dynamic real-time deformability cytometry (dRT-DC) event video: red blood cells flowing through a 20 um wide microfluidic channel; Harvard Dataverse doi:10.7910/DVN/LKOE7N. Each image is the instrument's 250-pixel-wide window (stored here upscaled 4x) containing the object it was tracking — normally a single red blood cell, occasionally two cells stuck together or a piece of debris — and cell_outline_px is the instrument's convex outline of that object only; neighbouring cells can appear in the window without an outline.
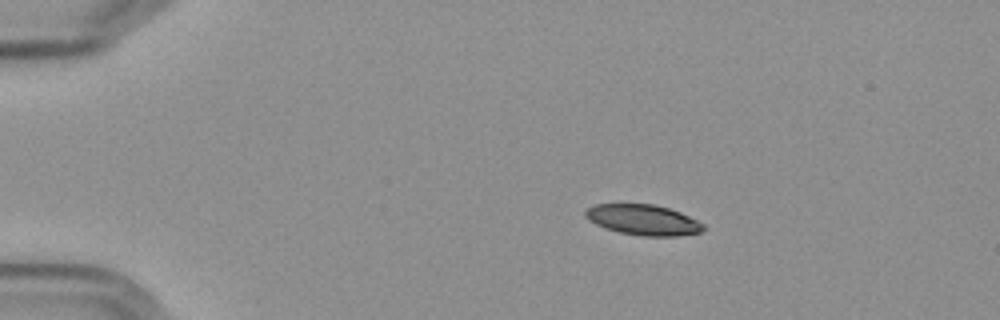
{"species": "Egyptian fruit bat (a non-hibernating species)", "species_latin": "Rousettus aegyptiacus", "temperature_condition": "cold", "stored_images_in_passage": 47, "camera_frame_rate_fps": 3000, "um_per_image_px": 0.085, "frame": {"image": 1, "passage_image": 1, "time_ms": 0.0, "image_size_px": [1000, 320], "cell_outline_px": [[704, 228], [700, 232], [676, 236], [640, 236], [620, 232], [596, 224], [584, 216], [584, 212], [592, 204], [652, 204], [668, 208], [680, 212], [704, 224]], "centroid_in_image_um": [54.65, 18.68], "position_along_channel_um": 30.3, "area_um2": 20.75}}
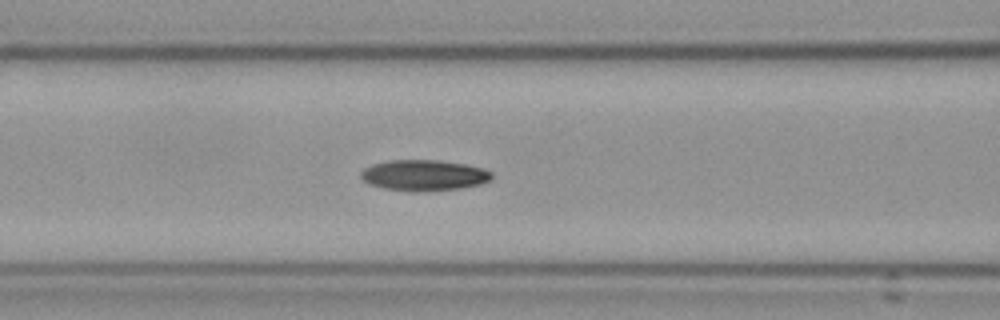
{"frame": {"image": 2, "passage_image": 15, "time_ms": 4.667, "image_size_px": [1000, 320], "cell_outline_px": [[492, 180], [480, 184], [460, 188], [424, 192], [416, 192], [384, 188], [368, 184], [360, 176], [360, 172], [364, 168], [372, 164], [388, 160], [436, 160], [464, 164], [484, 168], [492, 172]], "centroid_in_image_um": [36.03, 14.9], "position_along_channel_um": 130.6, "area_um2": 23.7}}
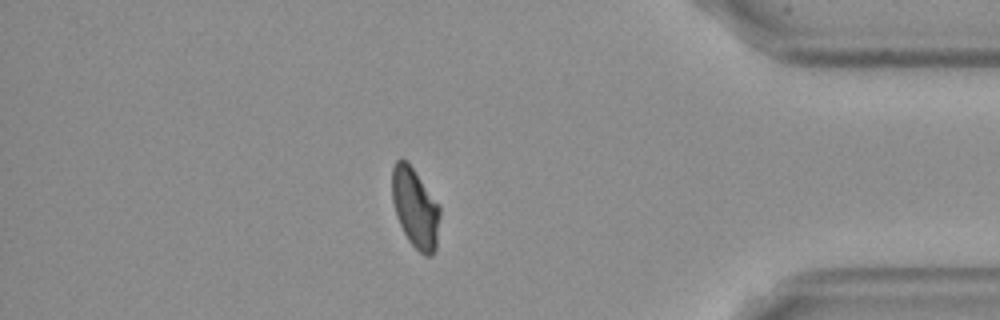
{"frame": {"image": 3, "passage_image": 40, "time_ms": 13.0, "image_size_px": [1000, 320], "cell_outline_px": [[440, 216], [436, 248], [432, 256], [424, 256], [408, 240], [396, 216], [392, 200], [392, 168], [396, 160], [404, 160], [412, 168], [440, 204]], "centroid_in_image_um": [35.31, 17.71], "position_along_channel_um": 399.9, "area_um2": 22.14}, "authors_computed_cell_mechanics": {"area_um2": 22.9466, "velocity_mm_per_s": 3.5842, "shape_relaxation_time_tau1_ms": 5.4127, "shape_relaxation_time_tau2_ms": 8.4804, "deformation_change_tau1": 0.1546, "deformation_change_tau2": 0.1157}}